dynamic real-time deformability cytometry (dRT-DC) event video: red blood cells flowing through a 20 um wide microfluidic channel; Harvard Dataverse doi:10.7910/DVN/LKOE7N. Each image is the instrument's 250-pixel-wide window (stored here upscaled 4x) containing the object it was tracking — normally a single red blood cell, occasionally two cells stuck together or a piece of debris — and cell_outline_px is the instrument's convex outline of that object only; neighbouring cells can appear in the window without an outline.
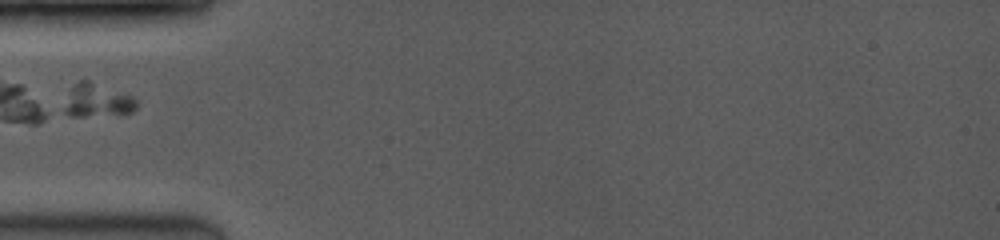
{"species": "common noctule bat (a hibernating species)", "species_latin": "Nyctalus noctula", "temperature_condition": "room temperature", "stored_images_in_passage": 2, "camera_frame_rate_fps": 3500, "um_per_image_px": 0.085, "animal": {"sex": "female", "body_mass_g": 19.0, "forearm_length_mm": 53.3}, "frame": {"image": 1, "passage_image": 1, "time_ms": 0.0, "image_size_px": [1000, 240], "cell_outline_px": [[136, 108], [132, 112], [84, 116], [68, 116], [60, 112], [72, 88], [80, 80], [88, 80], [132, 96], [136, 100]], "centroid_in_image_um": [8.21, 8.55], "position_along_channel_um": 76.8, "area_um2": 13.76}}